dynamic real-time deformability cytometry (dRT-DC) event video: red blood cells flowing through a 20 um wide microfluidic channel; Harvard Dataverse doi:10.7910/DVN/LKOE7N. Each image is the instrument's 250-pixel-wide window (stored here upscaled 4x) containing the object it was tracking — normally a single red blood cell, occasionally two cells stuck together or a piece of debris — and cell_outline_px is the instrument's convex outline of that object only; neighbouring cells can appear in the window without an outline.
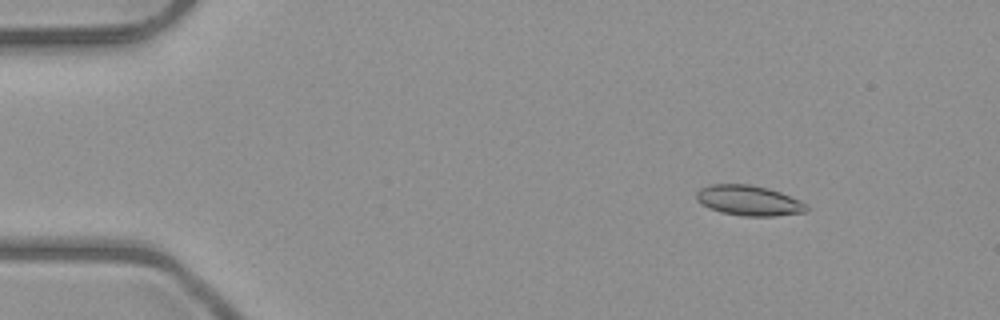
{"species": "common noctule bat (a hibernating species)", "species_latin": "Nyctalus noctula", "temperature_condition": "room temperature", "stored_images_in_passage": 5, "camera_frame_rate_fps": 3000, "um_per_image_px": 0.085, "animal": {"sex": "male", "body_mass_g": 23.1, "forearm_length_mm": 52.7}, "frame": {"image": 1, "passage_image": 2, "time_ms": 1.0, "image_size_px": [1000, 320], "cell_outline_px": [[808, 212], [776, 216], [744, 216], [720, 212], [708, 208], [696, 200], [696, 192], [700, 188], [712, 184], [748, 184], [768, 188], [780, 192], [800, 200], [808, 204]], "centroid_in_image_um": [63.67, 17.05], "position_along_channel_um": 21.3, "area_um2": 19.59}}
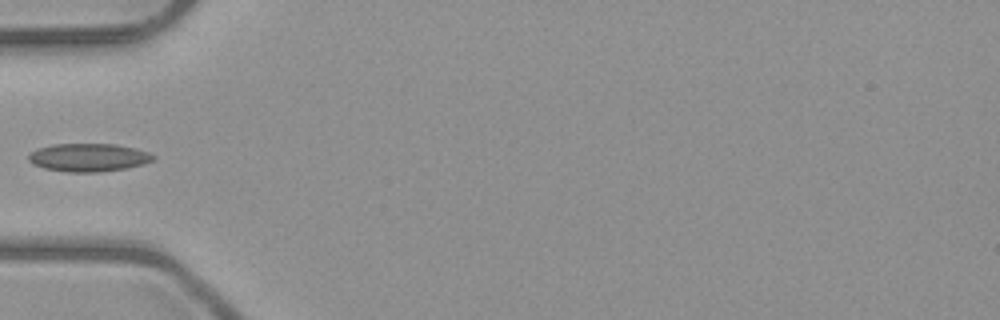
{"frame": {"image": 2, "passage_image": 5, "time_ms": 4.667, "image_size_px": [1000, 320], "cell_outline_px": [[156, 160], [144, 164], [128, 168], [100, 172], [64, 172], [44, 168], [32, 164], [28, 160], [28, 156], [36, 148], [52, 144], [116, 144], [136, 148], [148, 152], [156, 156]], "centroid_in_image_um": [7.55, 13.39], "position_along_channel_um": 77.5, "area_um2": 20.75}}